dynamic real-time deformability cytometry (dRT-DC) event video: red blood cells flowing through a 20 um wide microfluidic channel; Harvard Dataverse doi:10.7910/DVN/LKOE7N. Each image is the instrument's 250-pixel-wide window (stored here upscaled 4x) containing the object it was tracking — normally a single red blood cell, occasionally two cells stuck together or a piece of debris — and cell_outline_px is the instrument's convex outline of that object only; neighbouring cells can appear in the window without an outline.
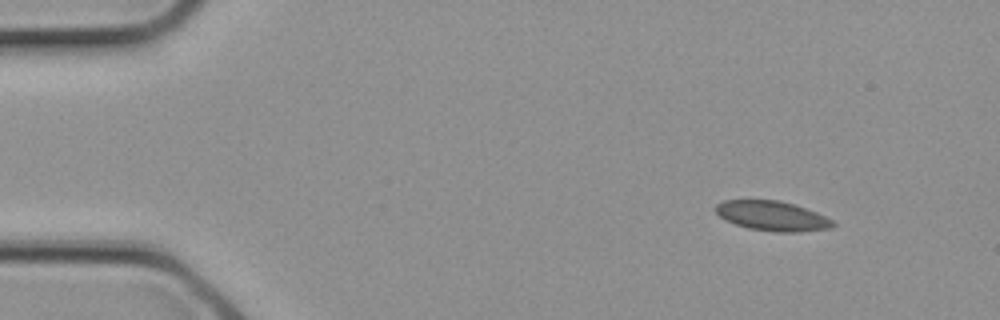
{"species": "common noctule bat (a hibernating species)", "species_latin": "Nyctalus noctula", "temperature_condition": "cold", "stored_images_in_passage": 2, "camera_frame_rate_fps": 3000, "um_per_image_px": 0.085, "animal": {"sex": "female", "body_mass_g": 21.9}, "frame": {"image": 1, "passage_image": 1, "time_ms": 0.0, "image_size_px": [1000, 320], "cell_outline_px": [[836, 224], [832, 228], [800, 232], [776, 232], [748, 228], [724, 220], [712, 208], [716, 204], [724, 200], [780, 200], [816, 212], [832, 220]], "centroid_in_image_um": [65.61, 18.35], "position_along_channel_um": 19.4, "area_um2": 20.35}}